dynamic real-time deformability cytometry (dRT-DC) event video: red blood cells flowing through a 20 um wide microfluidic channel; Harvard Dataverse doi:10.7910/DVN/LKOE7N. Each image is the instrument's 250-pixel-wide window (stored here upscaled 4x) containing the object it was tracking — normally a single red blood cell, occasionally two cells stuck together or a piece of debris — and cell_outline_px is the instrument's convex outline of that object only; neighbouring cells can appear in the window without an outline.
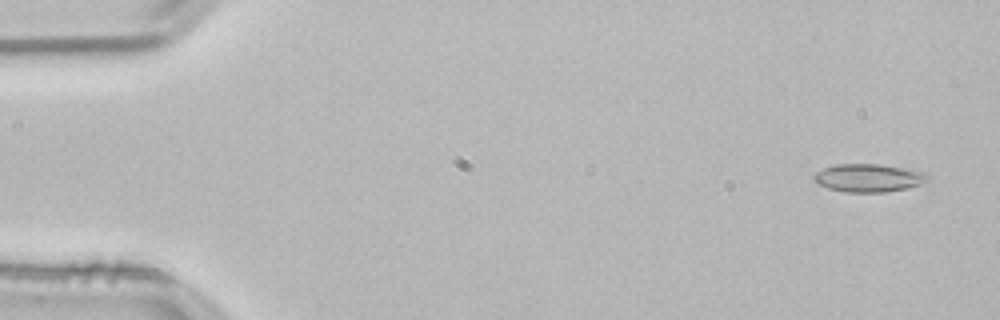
{"species": "common noctule bat (a hibernating species)", "species_latin": "Nyctalus noctula", "temperature_condition": "room temperature", "stored_images_in_passage": 12, "camera_frame_rate_fps": 3000, "um_per_image_px": 0.085, "animal": {"sex": "male", "body_mass_g": 21.5, "forearm_length_mm": 52.0}, "frame": {"image": 1, "passage_image": 3, "time_ms": 0.667, "image_size_px": [1000, 320], "cell_outline_px": [[932, 176], [928, 180], [920, 184], [908, 188], [884, 192], [844, 192], [828, 188], [816, 184], [812, 180], [812, 176], [816, 172], [824, 168], [836, 164], [880, 164], [924, 172]], "centroid_in_image_um": [73.8, 15.13], "position_along_channel_um": 11.2, "area_um2": 18.73}}